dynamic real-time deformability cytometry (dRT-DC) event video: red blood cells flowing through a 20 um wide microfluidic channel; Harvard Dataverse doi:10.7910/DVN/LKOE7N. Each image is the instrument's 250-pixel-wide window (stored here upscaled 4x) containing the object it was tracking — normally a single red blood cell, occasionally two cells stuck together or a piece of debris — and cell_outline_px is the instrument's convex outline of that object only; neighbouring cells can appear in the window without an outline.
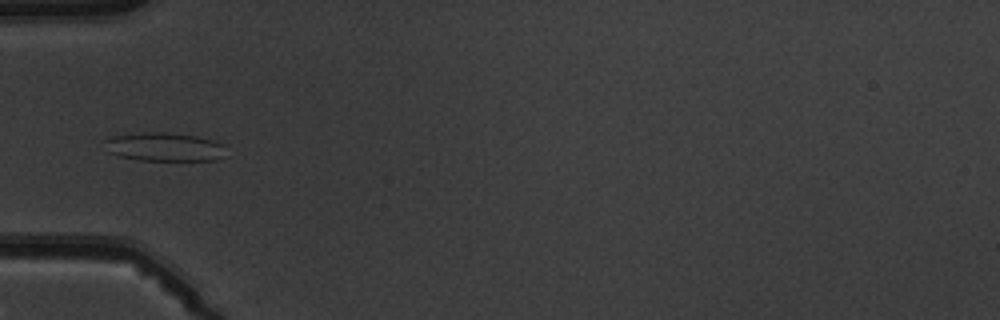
{"species": "common noctule bat (a hibernating species)", "species_latin": "Nyctalus noctula", "temperature_condition": "warm", "stored_images_in_passage": 6, "camera_frame_rate_fps": 3000, "um_per_image_px": 0.085, "animal": {"sex": "male", "body_mass_g": 19.5, "forearm_length_mm": 54.6}, "frame": {"image": 1, "passage_image": 6, "time_ms": 6.0, "image_size_px": [1000, 320], "cell_outline_px": [[224, 144], [220, 156], [216, 160], [140, 160], [120, 156], [108, 152], [104, 140], [112, 136], [144, 132], [168, 132], [196, 136], [212, 140]], "centroid_in_image_um": [13.92, 12.47], "position_along_channel_um": 71.1, "area_um2": 19.94}}